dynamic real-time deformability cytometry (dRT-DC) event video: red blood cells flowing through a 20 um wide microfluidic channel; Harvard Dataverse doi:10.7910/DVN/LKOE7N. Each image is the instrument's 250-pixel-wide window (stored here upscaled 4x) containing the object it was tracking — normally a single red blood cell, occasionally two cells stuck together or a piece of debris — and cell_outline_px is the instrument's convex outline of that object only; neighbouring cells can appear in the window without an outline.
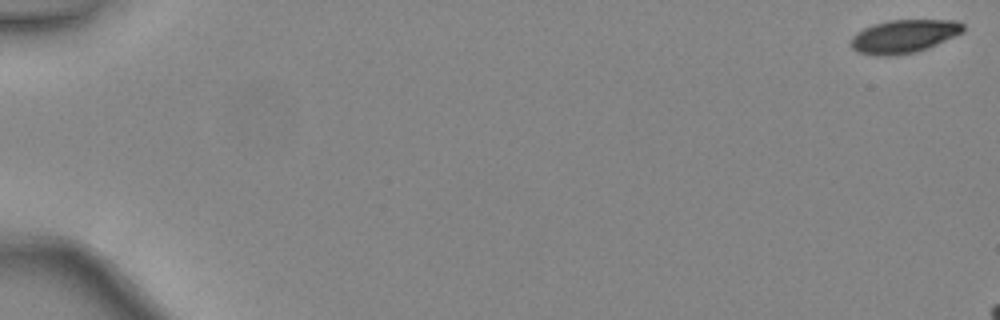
{"species": "common noctule bat (a hibernating species)", "species_latin": "Nyctalus noctula", "temperature_condition": "warm", "stored_images_in_passage": 9, "camera_frame_rate_fps": 3000, "um_per_image_px": 0.085, "animal": {"sex": "female", "body_mass_g": 24.6, "forearm_length_mm": 56.2}, "frame": {"image": 1, "passage_image": 1, "time_ms": 0.0, "image_size_px": [1000, 320], "cell_outline_px": [[964, 32], [928, 48], [916, 52], [892, 56], [876, 56], [856, 52], [852, 48], [852, 36], [856, 32], [864, 28], [876, 24], [892, 20], [956, 20], [964, 24]], "centroid_in_image_um": [76.85, 3.1], "position_along_channel_um": 8.2, "area_um2": 21.79}}